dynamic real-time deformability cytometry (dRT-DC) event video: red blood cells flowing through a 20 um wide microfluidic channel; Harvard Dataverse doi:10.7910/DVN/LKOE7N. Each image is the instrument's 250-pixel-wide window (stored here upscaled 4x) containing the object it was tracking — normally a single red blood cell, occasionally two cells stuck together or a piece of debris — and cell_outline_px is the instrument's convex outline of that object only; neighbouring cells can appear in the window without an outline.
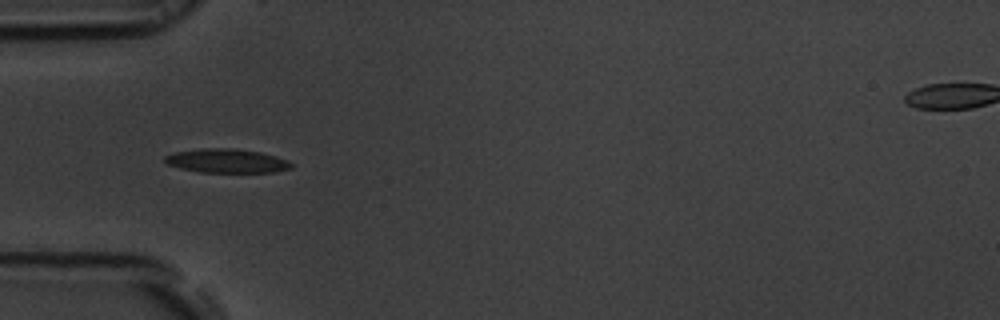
{"species": "common noctule bat (a hibernating species)", "species_latin": "Nyctalus noctula", "temperature_condition": "room temperature", "stored_images_in_passage": 27, "camera_frame_rate_fps": 3000, "um_per_image_px": 0.085, "animal": {"sex": "male", "body_mass_g": 19.5, "forearm_length_mm": 54.6}, "frame": {"image": 1, "passage_image": 5, "time_ms": 1.333, "image_size_px": [1000, 320], "cell_outline_px": [[292, 168], [276, 172], [200, 172], [180, 168], [168, 164], [164, 160], [164, 156], [176, 152], [200, 148], [232, 148], [260, 152], [276, 156], [288, 160], [292, 164]], "centroid_in_image_um": [19.29, 13.67], "position_along_channel_um": 65.7, "area_um2": 17.63}}